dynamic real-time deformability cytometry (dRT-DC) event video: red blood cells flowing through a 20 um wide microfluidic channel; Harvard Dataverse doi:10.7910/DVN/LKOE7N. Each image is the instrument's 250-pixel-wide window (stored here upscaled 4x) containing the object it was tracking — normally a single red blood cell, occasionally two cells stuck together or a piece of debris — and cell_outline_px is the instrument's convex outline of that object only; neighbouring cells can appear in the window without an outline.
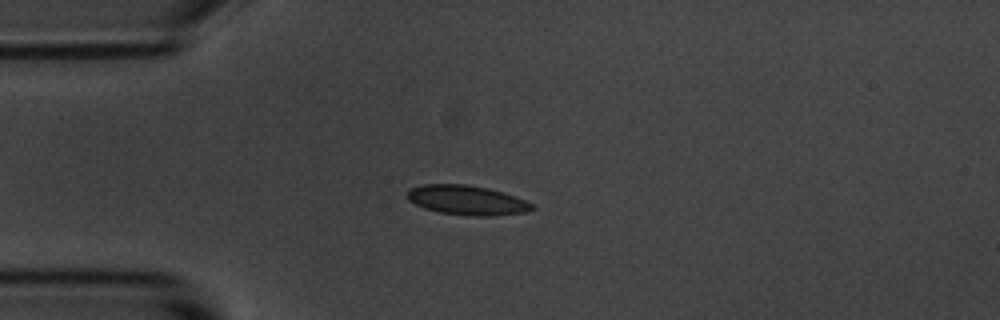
{"species": "common noctule bat (a hibernating species)", "species_latin": "Nyctalus noctula", "temperature_condition": "room temperature", "stored_images_in_passage": 5, "camera_frame_rate_fps": 3000, "um_per_image_px": 0.085, "animal": {"sex": "male", "body_mass_g": 20.1, "forearm_length_mm": 53.5}, "frame": {"image": 1, "passage_image": 3, "time_ms": 2.333, "image_size_px": [1000, 320], "cell_outline_px": [[536, 208], [528, 212], [492, 216], [472, 216], [440, 212], [424, 208], [408, 200], [408, 188], [424, 184], [464, 184], [488, 188], [504, 192], [524, 200], [532, 204]], "centroid_in_image_um": [39.7, 17.01], "position_along_channel_um": 45.3, "area_um2": 21.5}}